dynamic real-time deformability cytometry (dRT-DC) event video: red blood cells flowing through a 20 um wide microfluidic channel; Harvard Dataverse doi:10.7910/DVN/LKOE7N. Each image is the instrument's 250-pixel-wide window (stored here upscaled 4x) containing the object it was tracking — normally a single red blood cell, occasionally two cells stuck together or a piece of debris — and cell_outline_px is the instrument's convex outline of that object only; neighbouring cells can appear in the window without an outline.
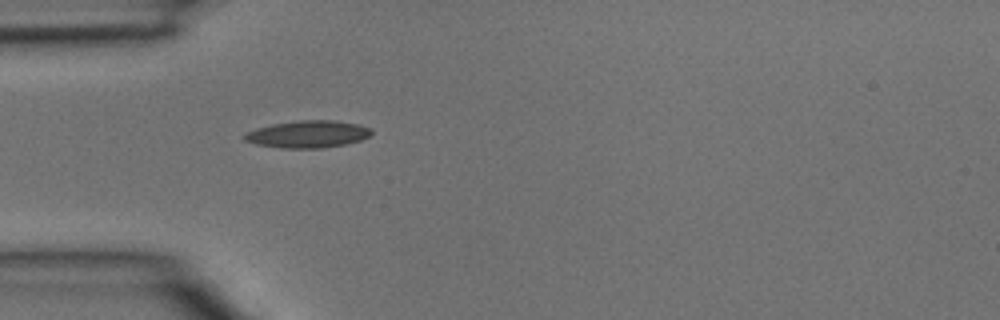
{"species": "common noctule bat (a hibernating species)", "species_latin": "Nyctalus noctula", "temperature_condition": "room temperature", "stored_images_in_passage": 3, "camera_frame_rate_fps": 3000, "um_per_image_px": 0.085, "animal": {"sex": "male", "body_mass_g": 15.6}, "frame": {"image": 1, "passage_image": 3, "time_ms": 0.667, "image_size_px": [1000, 320], "cell_outline_px": [[372, 132], [368, 136], [360, 140], [344, 144], [320, 148], [280, 148], [256, 144], [244, 140], [244, 132], [256, 128], [272, 124], [296, 120], [336, 120], [360, 124], [372, 128]], "centroid_in_image_um": [26.15, 11.39], "position_along_channel_um": 58.8, "area_um2": 20.23}}